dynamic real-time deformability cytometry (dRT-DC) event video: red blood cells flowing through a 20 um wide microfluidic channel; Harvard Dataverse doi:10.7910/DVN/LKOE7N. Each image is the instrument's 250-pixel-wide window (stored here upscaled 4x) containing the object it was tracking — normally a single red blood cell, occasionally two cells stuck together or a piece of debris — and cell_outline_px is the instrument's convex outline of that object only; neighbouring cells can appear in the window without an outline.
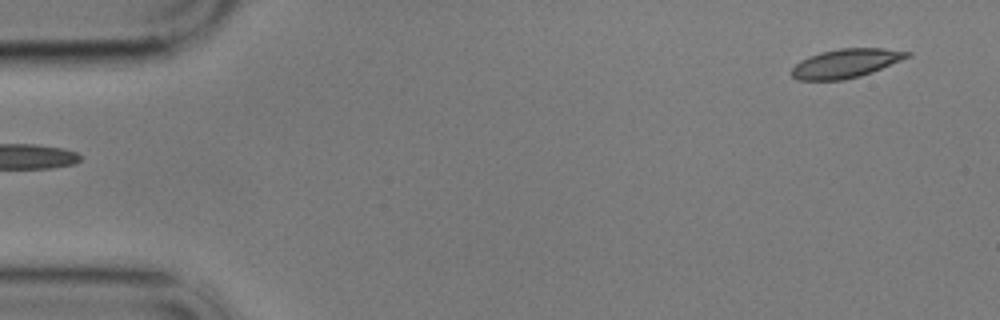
{"species": "common noctule bat (a hibernating species)", "species_latin": "Nyctalus noctula", "temperature_condition": "cold", "stored_images_in_passage": 56, "camera_frame_rate_fps": 3000, "um_per_image_px": 0.085, "animal": {"sex": "male", "body_mass_g": 17.9}, "frame": {"image": 1, "passage_image": 1, "time_ms": 0.0, "image_size_px": [1000, 320], "cell_outline_px": [[912, 56], [872, 72], [860, 76], [844, 80], [796, 80], [792, 76], [792, 68], [800, 60], [808, 56], [820, 52], [840, 48], [884, 48], [912, 52]], "centroid_in_image_um": [71.91, 5.38], "position_along_channel_um": 13.1, "area_um2": 19.59}}
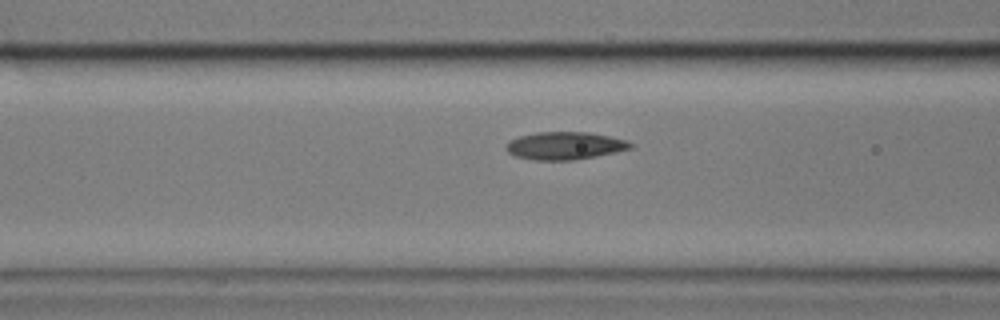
{"frame": {"image": 2, "passage_image": 20, "time_ms": 6.333, "image_size_px": [1000, 320], "cell_outline_px": [[632, 148], [616, 152], [596, 156], [572, 160], [532, 160], [516, 156], [508, 152], [504, 148], [512, 140], [520, 136], [536, 132], [588, 132], [628, 140], [632, 144]], "centroid_in_image_um": [48.03, 12.39], "position_along_channel_um": 118.6, "area_um2": 19.94}}
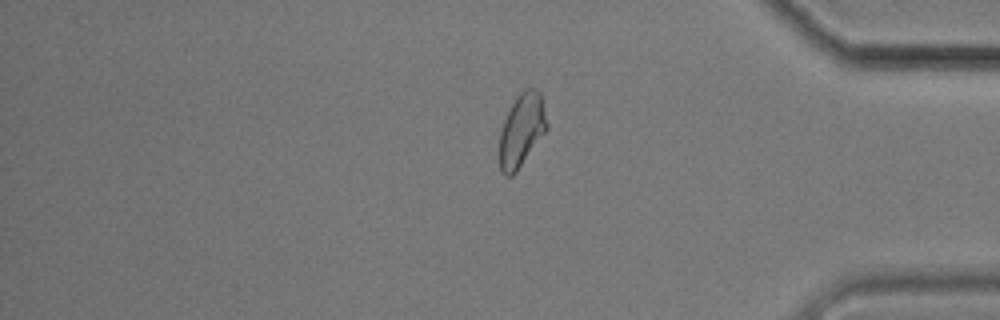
{"frame": {"image": 3, "passage_image": 46, "time_ms": 15.0, "image_size_px": [1000, 320], "cell_outline_px": [[548, 128], [516, 172], [512, 176], [504, 176], [500, 172], [500, 132], [504, 120], [516, 96], [524, 88], [536, 88], [540, 92], [548, 124]], "centroid_in_image_um": [44.34, 11.05], "position_along_channel_um": 390.9, "area_um2": 20.11}, "authors_computed_cell_mechanics": {"area_um2": 19.941, "velocity_mm_per_s": 3.4075, "shape_relaxation_time_tau1_ms": 5.9542, "shape_relaxation_time_tau2_ms": 3.7095, "deformation_change_tau1": 0.1386, "deformation_change_tau2": 0.0934}}